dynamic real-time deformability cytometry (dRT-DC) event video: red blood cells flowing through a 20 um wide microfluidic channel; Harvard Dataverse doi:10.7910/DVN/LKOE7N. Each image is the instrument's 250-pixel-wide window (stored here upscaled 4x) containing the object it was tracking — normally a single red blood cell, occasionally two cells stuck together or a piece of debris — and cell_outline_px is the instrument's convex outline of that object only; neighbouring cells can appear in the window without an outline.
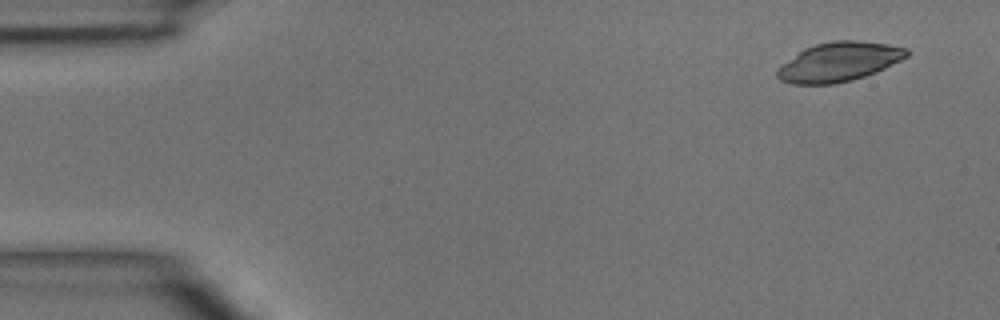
{"species": "common noctule bat (a hibernating species)", "species_latin": "Nyctalus noctula", "temperature_condition": "room temperature", "stored_images_in_passage": 4, "camera_frame_rate_fps": 3000, "um_per_image_px": 0.085, "animal": {"sex": "male", "body_mass_g": 15.6}, "frame": {"image": 1, "passage_image": 1, "time_ms": 0.0, "image_size_px": [1000, 320], "cell_outline_px": [[912, 52], [908, 56], [876, 72], [852, 80], [832, 84], [792, 84], [780, 80], [776, 76], [776, 72], [784, 64], [804, 48], [816, 44], [832, 40], [860, 40], [888, 44], [908, 48]], "centroid_in_image_um": [71.36, 5.25], "position_along_channel_um": 13.6, "area_um2": 29.48}}
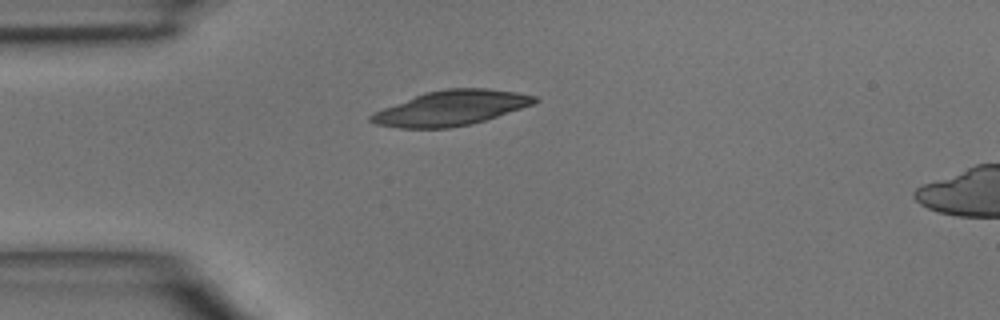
{"frame": {"image": 2, "passage_image": 3, "time_ms": 3.0, "image_size_px": [1000, 320], "cell_outline_px": [[540, 100], [536, 104], [484, 120], [468, 124], [448, 128], [400, 128], [376, 124], [368, 120], [368, 116], [372, 112], [424, 92], [444, 88], [488, 88], [516, 92], [536, 96]], "centroid_in_image_um": [38.33, 9.17], "position_along_channel_um": 46.7, "area_um2": 33.41}}